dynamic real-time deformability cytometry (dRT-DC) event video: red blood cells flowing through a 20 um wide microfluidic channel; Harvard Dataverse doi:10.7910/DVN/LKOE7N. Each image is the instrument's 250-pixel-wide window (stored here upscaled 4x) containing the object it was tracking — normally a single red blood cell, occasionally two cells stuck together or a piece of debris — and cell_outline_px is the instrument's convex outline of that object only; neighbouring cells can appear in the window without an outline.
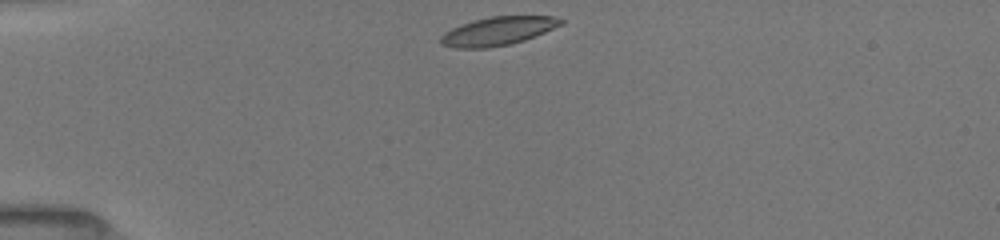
{"species": "common noctule bat (a hibernating species)", "species_latin": "Nyctalus noctula", "temperature_condition": "room temperature", "stored_images_in_passage": 40, "camera_frame_rate_fps": 3000, "um_per_image_px": 0.085, "animal": {"sex": "female", "body_mass_g": 19.5, "forearm_length_mm": 54.1}, "frame": {"image": 1, "passage_image": 1, "time_ms": 0.0, "image_size_px": [1000, 240], "cell_outline_px": [[564, 24], [524, 40], [512, 44], [488, 48], [452, 48], [440, 44], [440, 36], [444, 32], [460, 24], [492, 16], [552, 16], [564, 20]], "centroid_in_image_um": [42.3, 2.65], "position_along_channel_um": 42.7, "area_um2": 20.0}}
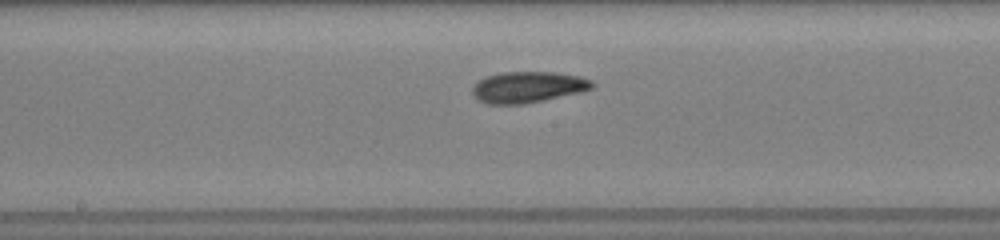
{"frame": {"image": 2, "passage_image": 16, "time_ms": 5.0, "image_size_px": [1000, 240], "cell_outline_px": [[596, 84], [592, 88], [584, 92], [524, 104], [488, 104], [480, 100], [472, 92], [472, 88], [480, 80], [488, 76], [504, 72], [552, 72], [580, 76], [592, 80]], "centroid_in_image_um": [44.95, 7.41], "position_along_channel_um": 203.3, "area_um2": 21.68}}
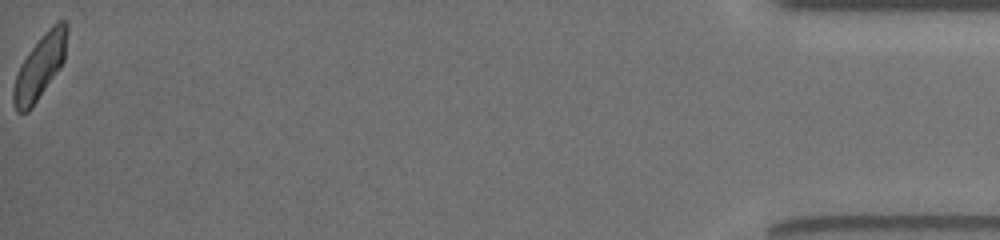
{"frame": {"image": 3, "passage_image": 40, "time_ms": 13.0, "image_size_px": [1000, 240], "cell_outline_px": [[68, 28], [64, 60], [60, 68], [32, 108], [28, 112], [16, 112], [12, 100], [12, 88], [20, 64], [28, 52], [52, 24], [60, 20], [64, 20], [68, 24]], "centroid_in_image_um": [3.38, 5.69], "position_along_channel_um": 431.8, "area_um2": 20.06}, "authors_computed_cell_mechanics": {"area_um2": 20.6346, "velocity_mm_per_s": 3.9587, "shape_relaxation_time_tau1_ms": 4.6239, "shape_relaxation_time_tau2_ms": 3.8445, "deformation_change_tau1": 0.1363, "deformation_change_tau2": 0.1088}}